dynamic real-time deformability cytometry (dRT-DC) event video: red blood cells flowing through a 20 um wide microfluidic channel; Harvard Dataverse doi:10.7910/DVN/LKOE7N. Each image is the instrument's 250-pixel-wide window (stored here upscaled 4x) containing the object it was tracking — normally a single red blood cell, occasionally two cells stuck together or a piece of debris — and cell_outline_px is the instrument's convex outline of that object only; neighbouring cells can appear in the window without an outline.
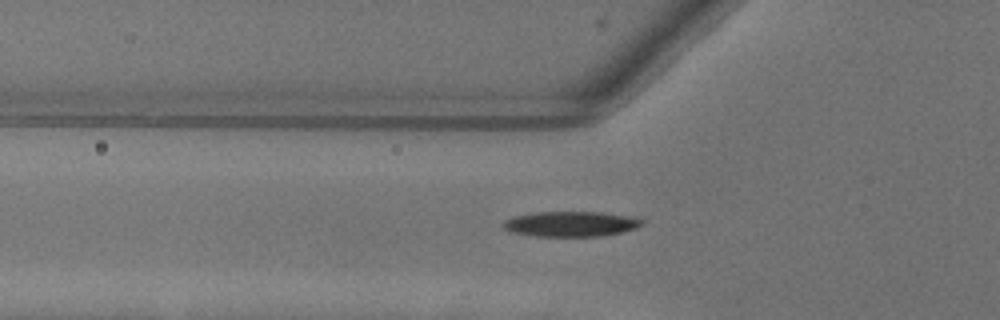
{"species": "common noctule bat (a hibernating species)", "species_latin": "Nyctalus noctula", "temperature_condition": "warm", "stored_images_in_passage": 32, "camera_frame_rate_fps": 3000, "um_per_image_px": 0.085, "animal": {"sex": "female"}, "frame": {"image": 1, "passage_image": 3, "time_ms": 0.667, "image_size_px": [1000, 320], "cell_outline_px": [[644, 224], [636, 228], [620, 232], [600, 236], [536, 236], [512, 232], [504, 228], [500, 224], [504, 220], [516, 216], [536, 212], [604, 212], [628, 216], [640, 220]], "centroid_in_image_um": [48.48, 19.03], "position_along_channel_um": 77.3, "area_um2": 20.17}}
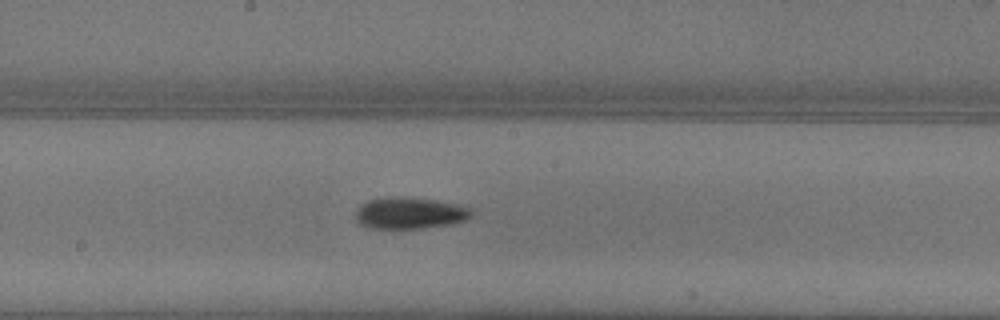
{"frame": {"image": 2, "passage_image": 13, "time_ms": 4.0, "image_size_px": [1000, 320], "cell_outline_px": [[472, 216], [468, 220], [452, 224], [424, 228], [372, 228], [360, 224], [356, 220], [356, 208], [360, 204], [368, 200], [388, 196], [432, 200], [460, 204], [468, 208], [472, 212]], "centroid_in_image_um": [34.83, 18.12], "position_along_channel_um": 213.4, "area_um2": 21.33}}
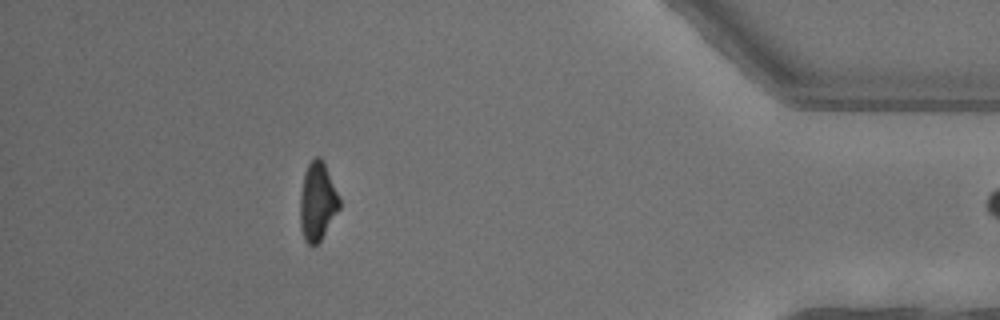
{"frame": {"image": 3, "passage_image": 31, "time_ms": 10.0, "image_size_px": [1000, 320], "cell_outline_px": [[340, 208], [320, 240], [316, 244], [308, 244], [304, 240], [300, 228], [300, 196], [304, 172], [308, 164], [316, 156], [320, 156], [324, 164], [340, 200]], "centroid_in_image_um": [26.96, 17.14], "position_along_channel_um": 408.2, "area_um2": 17.63}}